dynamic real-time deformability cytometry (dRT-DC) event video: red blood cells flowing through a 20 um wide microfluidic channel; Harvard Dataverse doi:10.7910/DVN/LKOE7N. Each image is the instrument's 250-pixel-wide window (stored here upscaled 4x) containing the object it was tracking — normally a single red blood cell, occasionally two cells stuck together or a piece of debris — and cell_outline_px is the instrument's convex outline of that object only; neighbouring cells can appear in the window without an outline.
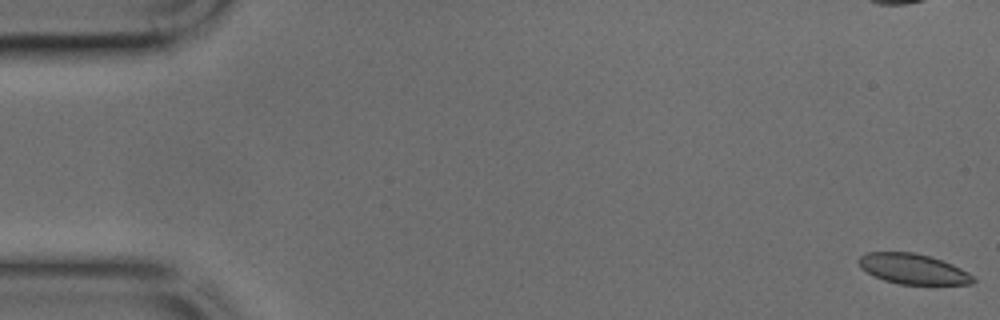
{"species": "common noctule bat (a hibernating species)", "species_latin": "Nyctalus noctula", "temperature_condition": "cold", "stored_images_in_passage": 46, "camera_frame_rate_fps": 3000, "um_per_image_px": 0.085, "animal": {"sex": "male", "body_mass_g": 17.9, "forearm_length_mm": 54.2}, "frame": {"image": 1, "passage_image": 1, "time_ms": 0.0, "image_size_px": [1000, 320], "cell_outline_px": [[976, 280], [972, 284], [900, 284], [884, 280], [860, 268], [856, 260], [864, 252], [912, 252], [928, 256], [952, 264], [968, 272]], "centroid_in_image_um": [77.57, 22.85], "position_along_channel_um": 7.4, "area_um2": 20.06}}